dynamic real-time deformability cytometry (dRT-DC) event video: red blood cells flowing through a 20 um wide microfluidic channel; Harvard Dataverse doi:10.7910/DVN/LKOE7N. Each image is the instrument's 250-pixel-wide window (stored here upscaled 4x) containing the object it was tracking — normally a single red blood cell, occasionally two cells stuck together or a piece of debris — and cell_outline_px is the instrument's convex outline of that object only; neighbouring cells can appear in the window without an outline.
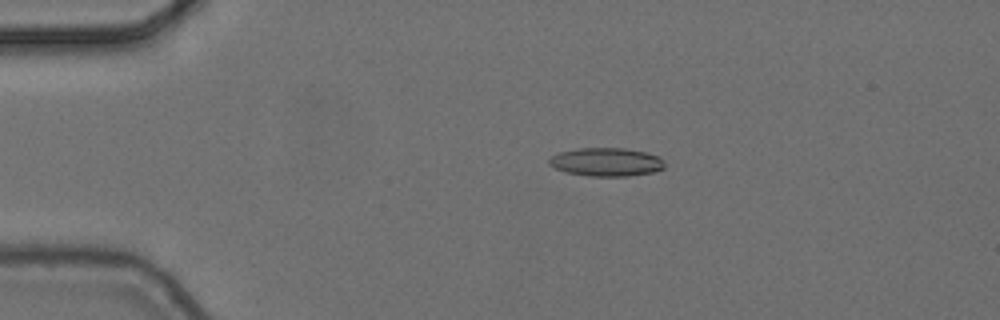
{"species": "common noctule bat (a hibernating species)", "species_latin": "Nyctalus noctula", "temperature_condition": "cold", "stored_images_in_passage": 6, "camera_frame_rate_fps": 3000, "um_per_image_px": 0.085, "animal": {"sex": "female", "body_mass_g": 24.6, "forearm_length_mm": 56.2}, "frame": {"image": 1, "passage_image": 4, "time_ms": 1.0, "image_size_px": [1000, 320], "cell_outline_px": [[664, 168], [652, 172], [628, 176], [588, 176], [564, 172], [548, 164], [548, 160], [552, 156], [560, 152], [576, 148], [624, 148], [644, 152], [656, 156], [664, 160]], "centroid_in_image_um": [51.5, 13.77], "position_along_channel_um": 33.5, "area_um2": 19.07}}